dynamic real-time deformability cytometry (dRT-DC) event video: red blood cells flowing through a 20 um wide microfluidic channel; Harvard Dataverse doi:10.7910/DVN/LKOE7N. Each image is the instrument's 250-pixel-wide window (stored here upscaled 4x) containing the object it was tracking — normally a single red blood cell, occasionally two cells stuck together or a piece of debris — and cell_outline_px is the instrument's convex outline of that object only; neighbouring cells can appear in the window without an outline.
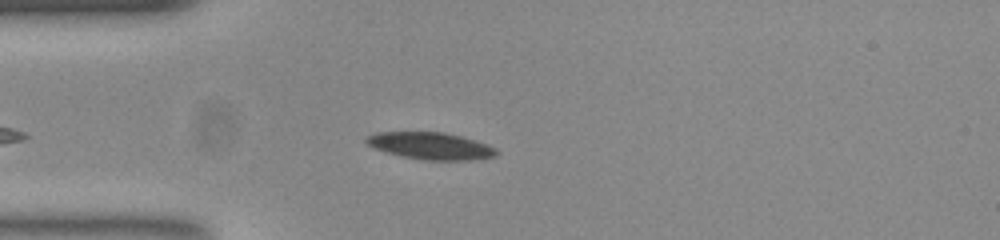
{"species": "common noctule bat (a hibernating species)", "species_latin": "Nyctalus noctula", "temperature_condition": "room temperature", "stored_images_in_passage": 45, "camera_frame_rate_fps": 3000, "um_per_image_px": 0.085, "animal": {"sex": "female", "body_mass_g": 23.0, "forearm_length_mm": 53.4}, "frame": {"image": 1, "passage_image": 13, "time_ms": 4.0, "image_size_px": [1000, 240], "cell_outline_px": [[496, 156], [468, 160], [424, 160], [400, 156], [376, 148], [368, 144], [364, 140], [368, 136], [380, 132], [444, 132], [460, 136], [488, 144], [496, 148]], "centroid_in_image_um": [36.62, 12.4], "position_along_channel_um": 48.4, "area_um2": 20.23}}
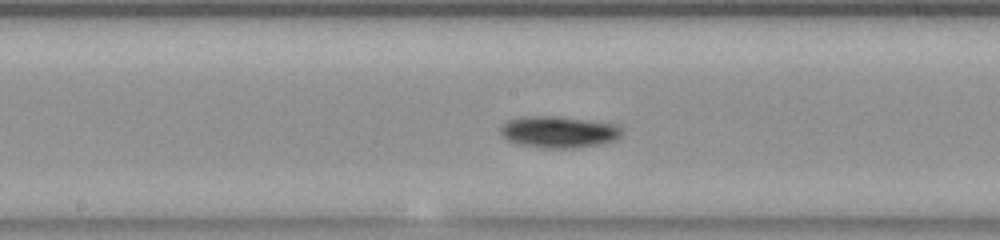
{"frame": {"image": 2, "passage_image": 26, "time_ms": 8.333, "image_size_px": [1000, 240], "cell_outline_px": [[620, 136], [616, 140], [596, 144], [572, 148], [544, 148], [520, 144], [508, 140], [500, 132], [500, 128], [508, 120], [520, 116], [560, 116], [620, 124]], "centroid_in_image_um": [47.49, 11.19], "position_along_channel_um": 200.7, "area_um2": 22.31}}
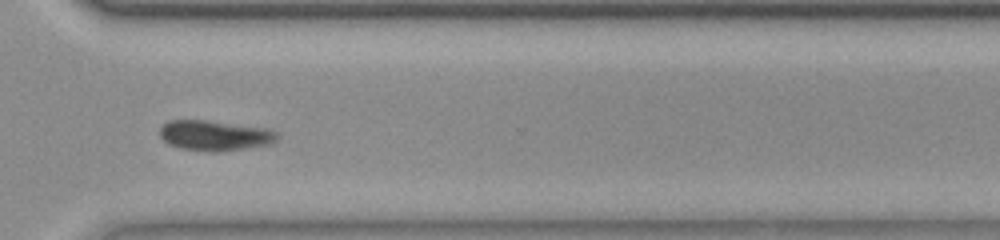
{"frame": {"image": 3, "passage_image": 38, "time_ms": 12.333, "image_size_px": [1000, 240], "cell_outline_px": [[280, 136], [276, 140], [268, 144], [244, 148], [180, 148], [168, 144], [160, 136], [160, 128], [168, 120], [204, 120], [268, 128], [276, 132]], "centroid_in_image_um": [18.25, 11.45], "position_along_channel_um": 352.4, "area_um2": 19.59}, "authors_computed_cell_mechanics": {"area_um2": 21.0392, "velocity_mm_per_s": 3.7789, "shape_relaxation_time_tau1_ms": 0.705, "shape_relaxation_time_tau2_ms": null, "deformation_change_tau1": 0.0515, "deformation_change_tau2": null}}